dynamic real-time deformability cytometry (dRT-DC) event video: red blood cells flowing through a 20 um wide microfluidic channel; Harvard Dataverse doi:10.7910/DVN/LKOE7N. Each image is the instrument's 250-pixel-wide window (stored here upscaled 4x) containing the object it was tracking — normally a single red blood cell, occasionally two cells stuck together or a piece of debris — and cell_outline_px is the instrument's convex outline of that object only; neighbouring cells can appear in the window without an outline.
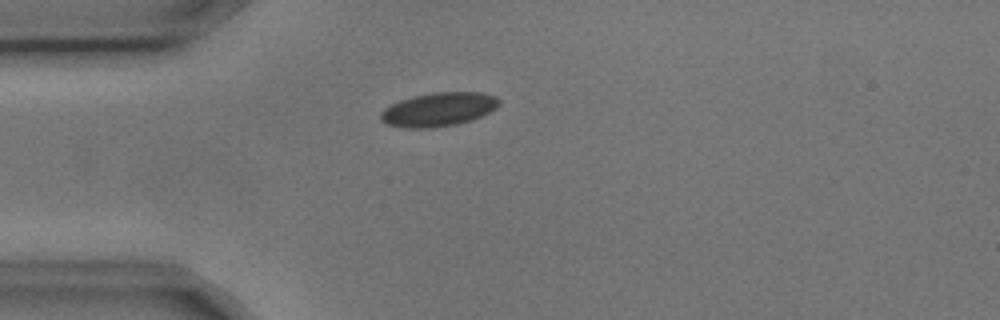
{"species": "common noctule bat (a hibernating species)", "species_latin": "Nyctalus noctula", "temperature_condition": "cold", "stored_images_in_passage": 1, "camera_frame_rate_fps": 3000, "um_per_image_px": 0.085, "animal": {"sex": "male", "body_mass_g": 17.9, "forearm_length_mm": 54.2}, "frame": {"image": 1, "passage_image": 1, "time_ms": 0.0, "image_size_px": [1000, 320], "cell_outline_px": [[500, 104], [496, 108], [472, 120], [456, 124], [428, 128], [408, 128], [388, 124], [380, 120], [380, 112], [384, 108], [400, 100], [412, 96], [432, 92], [484, 92], [496, 96], [500, 100]], "centroid_in_image_um": [37.28, 9.28], "position_along_channel_um": 47.7, "area_um2": 23.35}}